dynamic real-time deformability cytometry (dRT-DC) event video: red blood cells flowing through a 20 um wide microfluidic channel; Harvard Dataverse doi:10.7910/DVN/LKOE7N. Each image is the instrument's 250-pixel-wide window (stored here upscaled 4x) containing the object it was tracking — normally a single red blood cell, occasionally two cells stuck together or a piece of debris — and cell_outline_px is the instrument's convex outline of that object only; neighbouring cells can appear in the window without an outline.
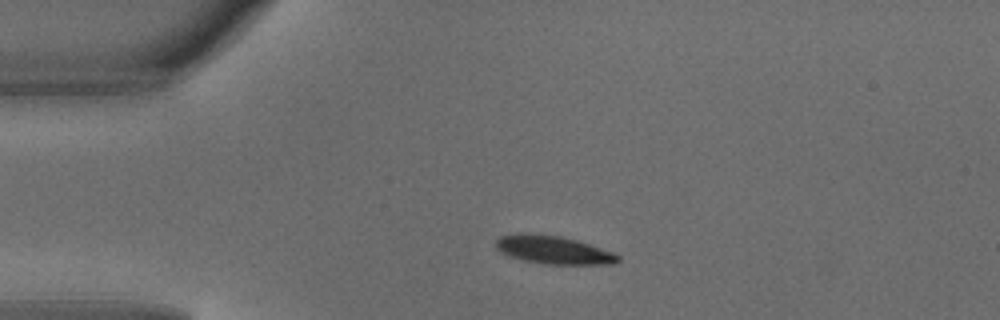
{"species": "common noctule bat (a hibernating species)", "species_latin": "Nyctalus noctula", "temperature_condition": "warm", "stored_images_in_passage": 2, "camera_frame_rate_fps": 3000, "um_per_image_px": 0.085, "animal": {"sex": "male", "body_mass_g": 18.8}, "frame": {"image": 1, "passage_image": 1, "time_ms": 0.0, "image_size_px": [1000, 320], "cell_outline_px": [[620, 260], [612, 264], [548, 264], [524, 260], [508, 256], [500, 252], [496, 248], [496, 240], [500, 236], [516, 232], [528, 232], [560, 236], [576, 240], [612, 252], [620, 256]], "centroid_in_image_um": [46.97, 21.22], "position_along_channel_um": 38.0, "area_um2": 20.06}}